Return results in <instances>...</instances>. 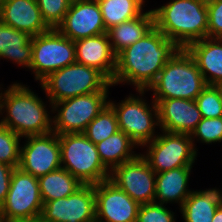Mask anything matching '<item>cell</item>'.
<instances>
[{
	"instance_id": "6da1fadb",
	"label": "cell",
	"mask_w": 222,
	"mask_h": 222,
	"mask_svg": "<svg viewBox=\"0 0 222 222\" xmlns=\"http://www.w3.org/2000/svg\"><path fill=\"white\" fill-rule=\"evenodd\" d=\"M179 49L174 41L154 27L116 56L112 85L128 84L135 90H147Z\"/></svg>"
},
{
	"instance_id": "7a4b0ae2",
	"label": "cell",
	"mask_w": 222,
	"mask_h": 222,
	"mask_svg": "<svg viewBox=\"0 0 222 222\" xmlns=\"http://www.w3.org/2000/svg\"><path fill=\"white\" fill-rule=\"evenodd\" d=\"M2 86L0 84V123L2 125L22 138L52 132L53 113L49 99L44 102L35 91L29 88L30 86L23 82H12L6 88ZM47 105L51 107L50 110Z\"/></svg>"
},
{
	"instance_id": "3957f363",
	"label": "cell",
	"mask_w": 222,
	"mask_h": 222,
	"mask_svg": "<svg viewBox=\"0 0 222 222\" xmlns=\"http://www.w3.org/2000/svg\"><path fill=\"white\" fill-rule=\"evenodd\" d=\"M152 11L155 27L180 48L207 38V0H170Z\"/></svg>"
},
{
	"instance_id": "277c9868",
	"label": "cell",
	"mask_w": 222,
	"mask_h": 222,
	"mask_svg": "<svg viewBox=\"0 0 222 222\" xmlns=\"http://www.w3.org/2000/svg\"><path fill=\"white\" fill-rule=\"evenodd\" d=\"M206 86L192 55L186 48H180L146 91L153 92L150 97L153 99L195 100Z\"/></svg>"
},
{
	"instance_id": "5b68a950",
	"label": "cell",
	"mask_w": 222,
	"mask_h": 222,
	"mask_svg": "<svg viewBox=\"0 0 222 222\" xmlns=\"http://www.w3.org/2000/svg\"><path fill=\"white\" fill-rule=\"evenodd\" d=\"M111 81L98 69L73 63L51 73L40 83L52 103L96 92H109Z\"/></svg>"
},
{
	"instance_id": "8992f818",
	"label": "cell",
	"mask_w": 222,
	"mask_h": 222,
	"mask_svg": "<svg viewBox=\"0 0 222 222\" xmlns=\"http://www.w3.org/2000/svg\"><path fill=\"white\" fill-rule=\"evenodd\" d=\"M135 92H137L135 95L130 93L118 103L110 99L108 104L116 113L119 130L127 134L141 148L160 133L158 132L160 126L155 101L150 99L149 103L144 98L146 90H135Z\"/></svg>"
},
{
	"instance_id": "52a82bcc",
	"label": "cell",
	"mask_w": 222,
	"mask_h": 222,
	"mask_svg": "<svg viewBox=\"0 0 222 222\" xmlns=\"http://www.w3.org/2000/svg\"><path fill=\"white\" fill-rule=\"evenodd\" d=\"M61 165L82 184L108 180L110 170L102 163L96 144L83 133L59 135Z\"/></svg>"
},
{
	"instance_id": "ba28073f",
	"label": "cell",
	"mask_w": 222,
	"mask_h": 222,
	"mask_svg": "<svg viewBox=\"0 0 222 222\" xmlns=\"http://www.w3.org/2000/svg\"><path fill=\"white\" fill-rule=\"evenodd\" d=\"M32 62L29 71L39 84L51 73L76 62L74 41L56 28L32 36Z\"/></svg>"
},
{
	"instance_id": "9c48e42d",
	"label": "cell",
	"mask_w": 222,
	"mask_h": 222,
	"mask_svg": "<svg viewBox=\"0 0 222 222\" xmlns=\"http://www.w3.org/2000/svg\"><path fill=\"white\" fill-rule=\"evenodd\" d=\"M141 148H146L141 156L155 173L179 167H193L199 155L190 135L166 131H161Z\"/></svg>"
},
{
	"instance_id": "30bf717a",
	"label": "cell",
	"mask_w": 222,
	"mask_h": 222,
	"mask_svg": "<svg viewBox=\"0 0 222 222\" xmlns=\"http://www.w3.org/2000/svg\"><path fill=\"white\" fill-rule=\"evenodd\" d=\"M109 94V92H96L54 103L52 132L58 135L83 133L87 125L108 104Z\"/></svg>"
},
{
	"instance_id": "8fae6325",
	"label": "cell",
	"mask_w": 222,
	"mask_h": 222,
	"mask_svg": "<svg viewBox=\"0 0 222 222\" xmlns=\"http://www.w3.org/2000/svg\"><path fill=\"white\" fill-rule=\"evenodd\" d=\"M0 209L7 222L40 216L43 201L38 178L19 167L14 168L6 200Z\"/></svg>"
},
{
	"instance_id": "7c38bea8",
	"label": "cell",
	"mask_w": 222,
	"mask_h": 222,
	"mask_svg": "<svg viewBox=\"0 0 222 222\" xmlns=\"http://www.w3.org/2000/svg\"><path fill=\"white\" fill-rule=\"evenodd\" d=\"M141 153L134 159L114 167L109 180L141 204L155 201L156 173Z\"/></svg>"
},
{
	"instance_id": "4fadbf2b",
	"label": "cell",
	"mask_w": 222,
	"mask_h": 222,
	"mask_svg": "<svg viewBox=\"0 0 222 222\" xmlns=\"http://www.w3.org/2000/svg\"><path fill=\"white\" fill-rule=\"evenodd\" d=\"M24 139L19 164L22 171L39 178L62 167L58 134L50 132Z\"/></svg>"
},
{
	"instance_id": "5bb4252c",
	"label": "cell",
	"mask_w": 222,
	"mask_h": 222,
	"mask_svg": "<svg viewBox=\"0 0 222 222\" xmlns=\"http://www.w3.org/2000/svg\"><path fill=\"white\" fill-rule=\"evenodd\" d=\"M94 185L83 184L65 198L43 204L41 216L48 222H96Z\"/></svg>"
},
{
	"instance_id": "9a60e30c",
	"label": "cell",
	"mask_w": 222,
	"mask_h": 222,
	"mask_svg": "<svg viewBox=\"0 0 222 222\" xmlns=\"http://www.w3.org/2000/svg\"><path fill=\"white\" fill-rule=\"evenodd\" d=\"M96 222H136L140 204L112 181L94 184Z\"/></svg>"
},
{
	"instance_id": "2e32d148",
	"label": "cell",
	"mask_w": 222,
	"mask_h": 222,
	"mask_svg": "<svg viewBox=\"0 0 222 222\" xmlns=\"http://www.w3.org/2000/svg\"><path fill=\"white\" fill-rule=\"evenodd\" d=\"M56 29L72 41L107 33L100 7L95 0L71 2Z\"/></svg>"
},
{
	"instance_id": "e0dca14e",
	"label": "cell",
	"mask_w": 222,
	"mask_h": 222,
	"mask_svg": "<svg viewBox=\"0 0 222 222\" xmlns=\"http://www.w3.org/2000/svg\"><path fill=\"white\" fill-rule=\"evenodd\" d=\"M157 104L159 130L191 135L202 116L195 100L153 99Z\"/></svg>"
},
{
	"instance_id": "ac0fdd59",
	"label": "cell",
	"mask_w": 222,
	"mask_h": 222,
	"mask_svg": "<svg viewBox=\"0 0 222 222\" xmlns=\"http://www.w3.org/2000/svg\"><path fill=\"white\" fill-rule=\"evenodd\" d=\"M0 22L31 37L49 31L36 0H4L0 3Z\"/></svg>"
},
{
	"instance_id": "d6986e66",
	"label": "cell",
	"mask_w": 222,
	"mask_h": 222,
	"mask_svg": "<svg viewBox=\"0 0 222 222\" xmlns=\"http://www.w3.org/2000/svg\"><path fill=\"white\" fill-rule=\"evenodd\" d=\"M76 63L101 71L111 82L116 71V55L113 53L108 33L74 41Z\"/></svg>"
},
{
	"instance_id": "ffe728a7",
	"label": "cell",
	"mask_w": 222,
	"mask_h": 222,
	"mask_svg": "<svg viewBox=\"0 0 222 222\" xmlns=\"http://www.w3.org/2000/svg\"><path fill=\"white\" fill-rule=\"evenodd\" d=\"M207 85L222 86V39L203 38L186 47Z\"/></svg>"
},
{
	"instance_id": "44dd1931",
	"label": "cell",
	"mask_w": 222,
	"mask_h": 222,
	"mask_svg": "<svg viewBox=\"0 0 222 222\" xmlns=\"http://www.w3.org/2000/svg\"><path fill=\"white\" fill-rule=\"evenodd\" d=\"M193 167H179L156 173L155 203L182 206L193 191L189 189L190 174Z\"/></svg>"
},
{
	"instance_id": "7402d4cb",
	"label": "cell",
	"mask_w": 222,
	"mask_h": 222,
	"mask_svg": "<svg viewBox=\"0 0 222 222\" xmlns=\"http://www.w3.org/2000/svg\"><path fill=\"white\" fill-rule=\"evenodd\" d=\"M154 27V13L152 9H147L137 18L111 27L107 30V33L113 53L117 56L125 48L143 38Z\"/></svg>"
},
{
	"instance_id": "603a6c76",
	"label": "cell",
	"mask_w": 222,
	"mask_h": 222,
	"mask_svg": "<svg viewBox=\"0 0 222 222\" xmlns=\"http://www.w3.org/2000/svg\"><path fill=\"white\" fill-rule=\"evenodd\" d=\"M1 59L29 70L32 62L31 36L0 22Z\"/></svg>"
},
{
	"instance_id": "cb8c5ba5",
	"label": "cell",
	"mask_w": 222,
	"mask_h": 222,
	"mask_svg": "<svg viewBox=\"0 0 222 222\" xmlns=\"http://www.w3.org/2000/svg\"><path fill=\"white\" fill-rule=\"evenodd\" d=\"M222 204L219 188L193 190L179 209L184 222H212Z\"/></svg>"
},
{
	"instance_id": "d4e9b609",
	"label": "cell",
	"mask_w": 222,
	"mask_h": 222,
	"mask_svg": "<svg viewBox=\"0 0 222 222\" xmlns=\"http://www.w3.org/2000/svg\"><path fill=\"white\" fill-rule=\"evenodd\" d=\"M102 163L111 171L114 167L136 158L139 154L134 151L138 145L123 131L109 136L96 144Z\"/></svg>"
},
{
	"instance_id": "484cf974",
	"label": "cell",
	"mask_w": 222,
	"mask_h": 222,
	"mask_svg": "<svg viewBox=\"0 0 222 222\" xmlns=\"http://www.w3.org/2000/svg\"><path fill=\"white\" fill-rule=\"evenodd\" d=\"M43 204L59 198H65L83 184L62 167L38 178Z\"/></svg>"
},
{
	"instance_id": "4316f807",
	"label": "cell",
	"mask_w": 222,
	"mask_h": 222,
	"mask_svg": "<svg viewBox=\"0 0 222 222\" xmlns=\"http://www.w3.org/2000/svg\"><path fill=\"white\" fill-rule=\"evenodd\" d=\"M145 3V0L98 1L106 30L142 15L146 9Z\"/></svg>"
},
{
	"instance_id": "83f0119b",
	"label": "cell",
	"mask_w": 222,
	"mask_h": 222,
	"mask_svg": "<svg viewBox=\"0 0 222 222\" xmlns=\"http://www.w3.org/2000/svg\"><path fill=\"white\" fill-rule=\"evenodd\" d=\"M119 131L117 116L113 108L107 104L102 111L87 125L83 134L97 144Z\"/></svg>"
},
{
	"instance_id": "f1b7e54d",
	"label": "cell",
	"mask_w": 222,
	"mask_h": 222,
	"mask_svg": "<svg viewBox=\"0 0 222 222\" xmlns=\"http://www.w3.org/2000/svg\"><path fill=\"white\" fill-rule=\"evenodd\" d=\"M22 137L0 123V163L18 168Z\"/></svg>"
},
{
	"instance_id": "f546056e",
	"label": "cell",
	"mask_w": 222,
	"mask_h": 222,
	"mask_svg": "<svg viewBox=\"0 0 222 222\" xmlns=\"http://www.w3.org/2000/svg\"><path fill=\"white\" fill-rule=\"evenodd\" d=\"M195 102L202 118L222 117V86L207 85Z\"/></svg>"
},
{
	"instance_id": "4dcf8cb0",
	"label": "cell",
	"mask_w": 222,
	"mask_h": 222,
	"mask_svg": "<svg viewBox=\"0 0 222 222\" xmlns=\"http://www.w3.org/2000/svg\"><path fill=\"white\" fill-rule=\"evenodd\" d=\"M193 146L198 152L196 141L204 144H216L222 141V117L202 118L190 135Z\"/></svg>"
},
{
	"instance_id": "1f68e13d",
	"label": "cell",
	"mask_w": 222,
	"mask_h": 222,
	"mask_svg": "<svg viewBox=\"0 0 222 222\" xmlns=\"http://www.w3.org/2000/svg\"><path fill=\"white\" fill-rule=\"evenodd\" d=\"M43 20L50 28H57L71 4L70 0H36Z\"/></svg>"
},
{
	"instance_id": "d6a6232c",
	"label": "cell",
	"mask_w": 222,
	"mask_h": 222,
	"mask_svg": "<svg viewBox=\"0 0 222 222\" xmlns=\"http://www.w3.org/2000/svg\"><path fill=\"white\" fill-rule=\"evenodd\" d=\"M166 206L155 202L141 204L136 222H176V213Z\"/></svg>"
},
{
	"instance_id": "836d02e7",
	"label": "cell",
	"mask_w": 222,
	"mask_h": 222,
	"mask_svg": "<svg viewBox=\"0 0 222 222\" xmlns=\"http://www.w3.org/2000/svg\"><path fill=\"white\" fill-rule=\"evenodd\" d=\"M207 37L222 39V0H207Z\"/></svg>"
},
{
	"instance_id": "e575fe53",
	"label": "cell",
	"mask_w": 222,
	"mask_h": 222,
	"mask_svg": "<svg viewBox=\"0 0 222 222\" xmlns=\"http://www.w3.org/2000/svg\"><path fill=\"white\" fill-rule=\"evenodd\" d=\"M14 168L0 163V207L4 204Z\"/></svg>"
},
{
	"instance_id": "d590c367",
	"label": "cell",
	"mask_w": 222,
	"mask_h": 222,
	"mask_svg": "<svg viewBox=\"0 0 222 222\" xmlns=\"http://www.w3.org/2000/svg\"><path fill=\"white\" fill-rule=\"evenodd\" d=\"M212 222H222V204L217 208Z\"/></svg>"
},
{
	"instance_id": "8d00e7d4",
	"label": "cell",
	"mask_w": 222,
	"mask_h": 222,
	"mask_svg": "<svg viewBox=\"0 0 222 222\" xmlns=\"http://www.w3.org/2000/svg\"><path fill=\"white\" fill-rule=\"evenodd\" d=\"M16 222H48L46 221L41 215L40 216H36L33 218H28V219H24V220H19Z\"/></svg>"
},
{
	"instance_id": "74e56055",
	"label": "cell",
	"mask_w": 222,
	"mask_h": 222,
	"mask_svg": "<svg viewBox=\"0 0 222 222\" xmlns=\"http://www.w3.org/2000/svg\"><path fill=\"white\" fill-rule=\"evenodd\" d=\"M0 222H7V220L5 219L1 209H0Z\"/></svg>"
}]
</instances>
